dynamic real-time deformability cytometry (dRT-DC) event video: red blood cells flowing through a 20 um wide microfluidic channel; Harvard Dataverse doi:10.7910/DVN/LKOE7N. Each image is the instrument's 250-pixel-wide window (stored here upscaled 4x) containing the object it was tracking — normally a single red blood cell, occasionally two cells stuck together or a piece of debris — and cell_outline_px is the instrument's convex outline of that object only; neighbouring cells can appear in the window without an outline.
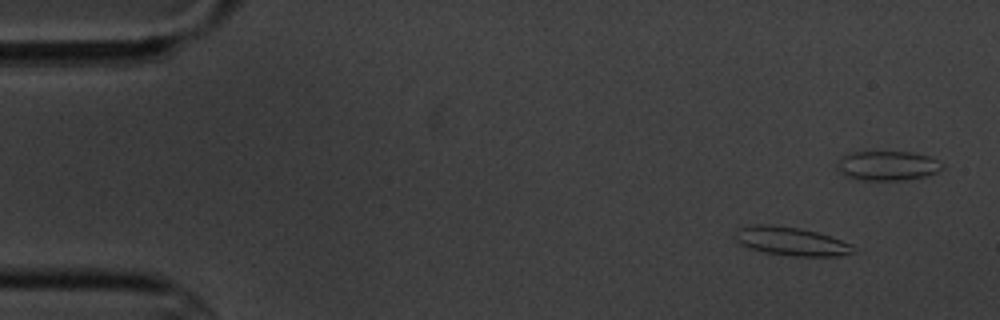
{"species": "common noctule bat (a hibernating species)", "species_latin": "Nyctalus noctula", "temperature_condition": "cold", "stored_images_in_passage": 6, "camera_frame_rate_fps": 3000, "um_per_image_px": 0.085, "animal": {"sex": "male", "body_mass_g": 20.1, "forearm_length_mm": 53.5}, "frame": {"image": 1, "passage_image": 1, "time_ms": 0.0, "image_size_px": [1000, 320], "cell_outline_px": [[856, 252], [840, 256], [796, 256], [764, 252], [740, 244], [736, 240], [736, 228], [752, 224], [772, 224], [800, 228], [816, 232], [852, 244]], "centroid_in_image_um": [67.24, 20.5], "position_along_channel_um": 17.8, "area_um2": 19.59}}
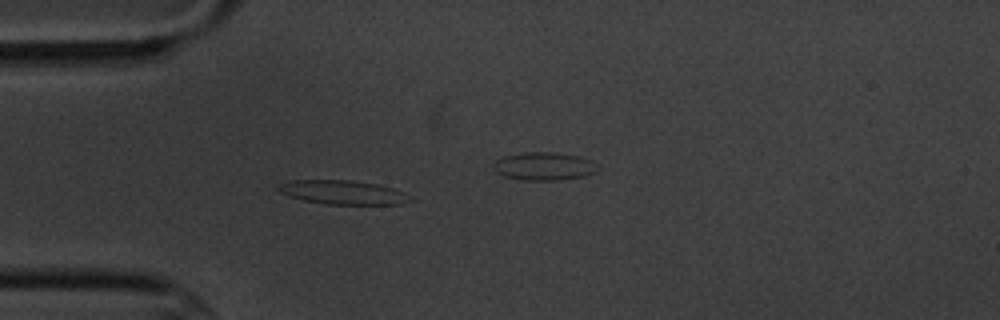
{"frame": {"image": 2, "passage_image": 4, "time_ms": 3.667, "image_size_px": [1000, 320], "cell_outline_px": [[416, 200], [400, 204], [328, 204], [304, 200], [280, 192], [276, 188], [276, 184], [292, 180], [348, 180], [376, 184], [392, 188], [404, 192]], "centroid_in_image_um": [29.16, 16.35], "position_along_channel_um": 55.8, "area_um2": 18.32}}
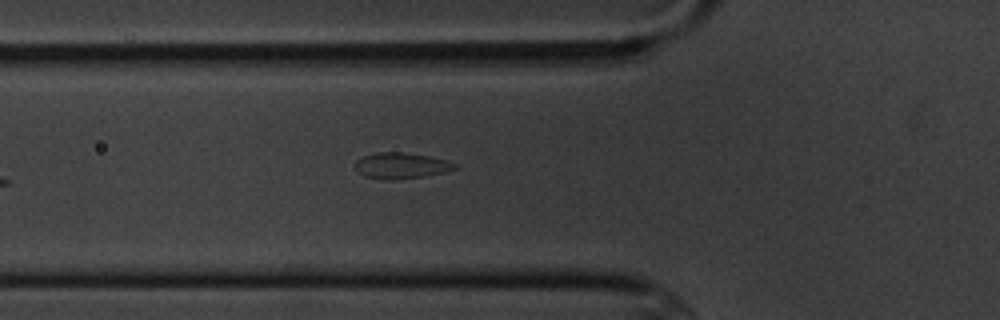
{"frame": {"image": 3, "passage_image": 6, "time_ms": 6.0, "image_size_px": [1000, 320], "cell_outline_px": [[456, 168], [444, 172], [424, 176], [392, 180], [388, 180], [364, 176], [356, 172], [356, 160], [364, 156], [376, 152], [400, 152], [428, 156], [448, 160], [456, 164]], "centroid_in_image_um": [34.07, 14.08], "position_along_channel_um": 91.7, "area_um2": 14.97}}